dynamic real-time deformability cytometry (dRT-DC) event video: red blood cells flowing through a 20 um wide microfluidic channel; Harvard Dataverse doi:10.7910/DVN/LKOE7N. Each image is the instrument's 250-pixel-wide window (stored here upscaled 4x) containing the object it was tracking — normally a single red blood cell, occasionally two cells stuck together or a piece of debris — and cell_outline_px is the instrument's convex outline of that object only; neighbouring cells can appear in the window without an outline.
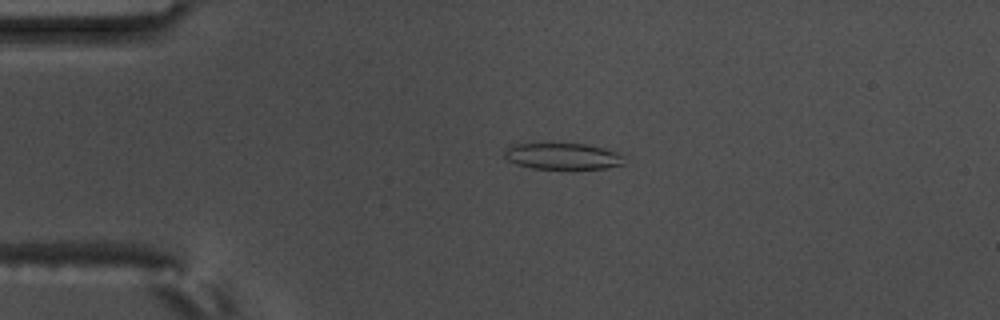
{"species": "common noctule bat (a hibernating species)", "species_latin": "Nyctalus noctula", "temperature_condition": "warm", "stored_images_in_passage": 55, "camera_frame_rate_fps": 3000, "um_per_image_px": 0.085, "animal": {"sex": "male", "body_mass_g": 17.5, "forearm_length_mm": 52.3}, "frame": {"image": 1, "passage_image": 12, "time_ms": 3.667, "image_size_px": [1000, 320], "cell_outline_px": [[624, 164], [604, 168], [572, 172], [532, 168], [516, 164], [508, 160], [504, 156], [504, 152], [512, 144], [588, 144], [604, 148], [616, 152], [624, 156]], "centroid_in_image_um": [47.87, 13.33], "position_along_channel_um": 37.1, "area_um2": 19.13}}
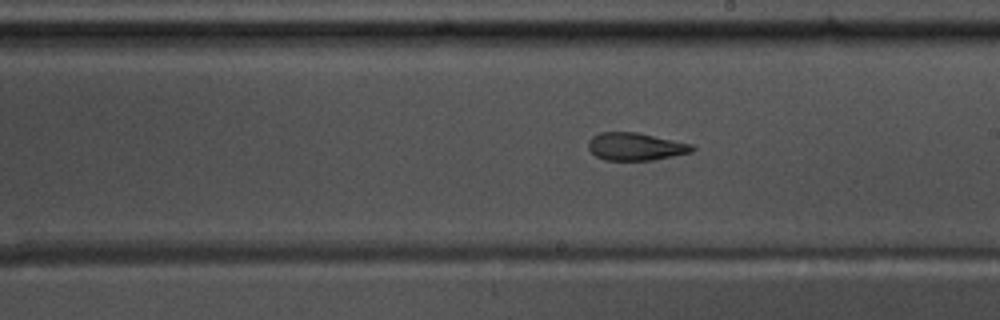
{"frame": {"image": 2, "passage_image": 31, "time_ms": 10.0, "image_size_px": [1000, 320], "cell_outline_px": [[696, 148], [692, 152], [652, 160], [604, 160], [596, 156], [588, 148], [588, 140], [592, 136], [600, 132], [636, 132], [692, 144]], "centroid_in_image_um": [54.0, 12.45], "position_along_channel_um": 235.0, "area_um2": 16.7}}
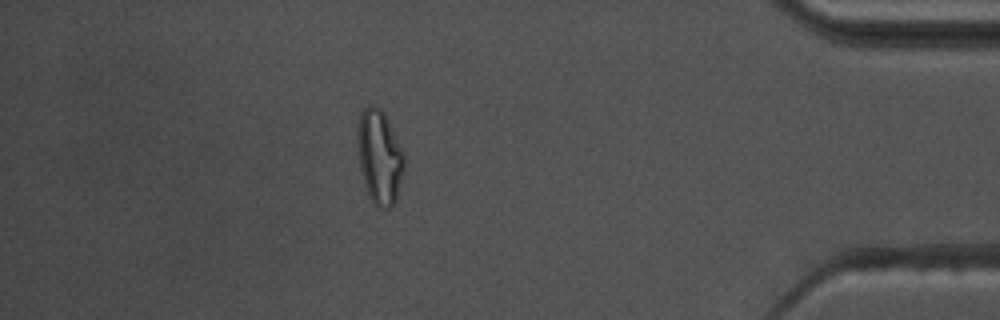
{"frame": {"image": 3, "passage_image": 48, "time_ms": 15.667, "image_size_px": [1000, 320], "cell_outline_px": [[404, 172], [396, 200], [388, 208], [376, 208], [364, 184], [360, 168], [356, 144], [356, 128], [360, 112], [368, 104], [372, 104], [380, 108], [384, 112], [404, 152]], "centroid_in_image_um": [32.24, 13.3], "position_along_channel_um": 403.0, "area_um2": 26.07}, "authors_computed_cell_mechanics": {"area_um2": 19.652, "velocity_mm_per_s": 3.7039, "shape_relaxation_time_tau1_ms": null, "shape_relaxation_time_tau2_ms": 2.6344, "deformation_change_tau1": null, "deformation_change_tau2": 0.1168}}